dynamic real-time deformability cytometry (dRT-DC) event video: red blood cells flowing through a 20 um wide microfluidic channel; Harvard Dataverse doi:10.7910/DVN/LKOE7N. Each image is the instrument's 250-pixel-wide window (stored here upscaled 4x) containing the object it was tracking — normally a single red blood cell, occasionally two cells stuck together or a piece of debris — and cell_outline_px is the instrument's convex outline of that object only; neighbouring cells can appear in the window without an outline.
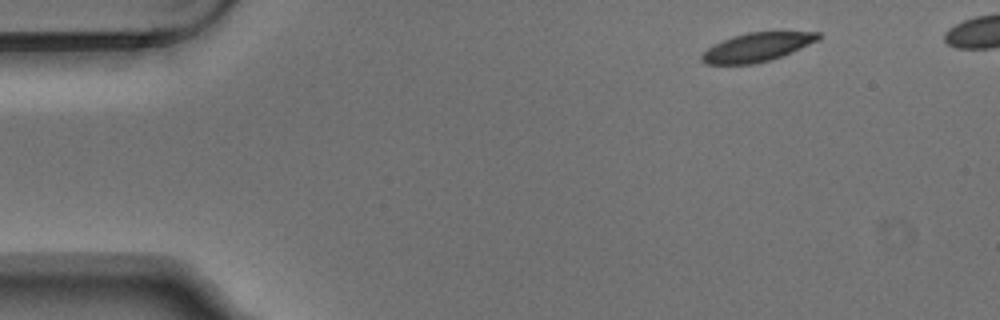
{"species": "Egyptian fruit bat (a non-hibernating species)", "species_latin": "Rousettus aegyptiacus", "temperature_condition": "warm", "stored_images_in_passage": 6, "camera_frame_rate_fps": 3000, "um_per_image_px": 0.085, "animal": {"sex": "male"}, "frame": {"image": 1, "passage_image": 1, "time_ms": 0.0, "image_size_px": [1000, 320], "cell_outline_px": [[820, 40], [780, 56], [756, 64], [704, 64], [700, 60], [700, 56], [712, 44], [732, 36], [748, 32], [820, 32]], "centroid_in_image_um": [64.3, 4.01], "position_along_channel_um": 20.7, "area_um2": 19.42}}
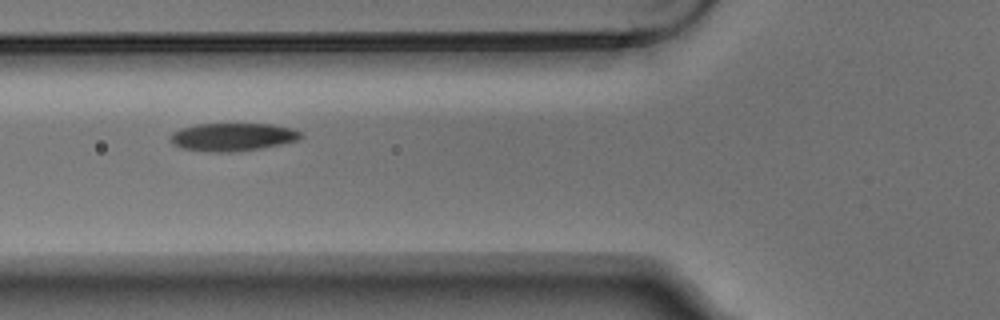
{"frame": {"image": 2, "passage_image": 5, "time_ms": 1.333, "image_size_px": [1000, 320], "cell_outline_px": [[304, 136], [296, 140], [280, 144], [260, 148], [232, 152], [208, 152], [180, 148], [172, 144], [172, 132], [180, 128], [196, 124], [272, 124], [292, 128], [300, 132]], "centroid_in_image_um": [19.75, 11.64], "position_along_channel_um": 106.1, "area_um2": 21.21}}
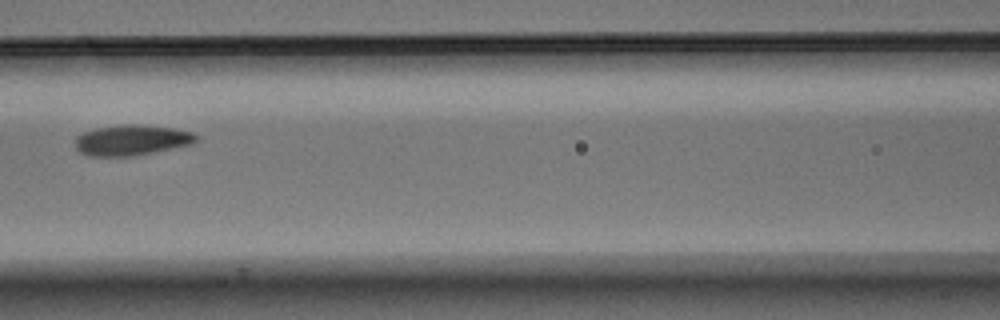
{"frame": {"image": 3, "passage_image": 6, "time_ms": 1.667, "image_size_px": [1000, 320], "cell_outline_px": [[200, 136], [192, 144], [132, 156], [88, 156], [80, 152], [76, 148], [76, 136], [84, 132], [96, 128], [124, 124], [140, 124], [172, 128], [192, 132]], "centroid_in_image_um": [11.19, 11.9], "position_along_channel_um": 155.4, "area_um2": 21.44}}